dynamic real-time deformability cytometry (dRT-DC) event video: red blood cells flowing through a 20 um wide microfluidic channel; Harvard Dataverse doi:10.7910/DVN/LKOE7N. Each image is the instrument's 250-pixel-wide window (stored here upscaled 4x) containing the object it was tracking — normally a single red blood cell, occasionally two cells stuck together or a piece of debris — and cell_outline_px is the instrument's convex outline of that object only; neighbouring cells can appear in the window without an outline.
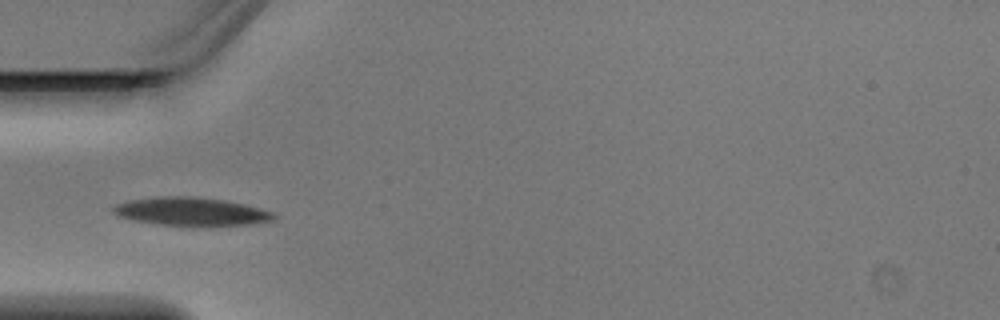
{"species": "Egyptian fruit bat (a non-hibernating species)", "species_latin": "Rousettus aegyptiacus", "temperature_condition": "warm", "stored_images_in_passage": 2, "camera_frame_rate_fps": 3000, "um_per_image_px": 0.085, "animal": {"sex": "male"}, "frame": {"image": 1, "passage_image": 2, "time_ms": 0.333, "image_size_px": [1000, 320], "cell_outline_px": [[280, 216], [272, 220], [252, 224], [208, 228], [160, 224], [136, 220], [120, 216], [112, 212], [112, 208], [116, 204], [128, 200], [156, 196], [196, 196], [228, 200], [244, 204], [272, 212]], "centroid_in_image_um": [16.31, 18.0], "position_along_channel_um": 68.7, "area_um2": 27.22}}